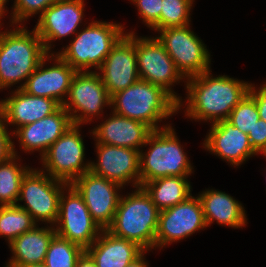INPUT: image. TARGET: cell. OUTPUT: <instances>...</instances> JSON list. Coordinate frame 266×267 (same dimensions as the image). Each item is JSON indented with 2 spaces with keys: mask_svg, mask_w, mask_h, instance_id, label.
<instances>
[{
  "mask_svg": "<svg viewBox=\"0 0 266 267\" xmlns=\"http://www.w3.org/2000/svg\"><path fill=\"white\" fill-rule=\"evenodd\" d=\"M84 8V0H59L39 15L33 29L41 38L48 54L55 45L53 42L75 35L79 31L84 17Z\"/></svg>",
  "mask_w": 266,
  "mask_h": 267,
  "instance_id": "cell-18",
  "label": "cell"
},
{
  "mask_svg": "<svg viewBox=\"0 0 266 267\" xmlns=\"http://www.w3.org/2000/svg\"><path fill=\"white\" fill-rule=\"evenodd\" d=\"M201 201L206 226L214 221L221 226L242 228L247 225L246 211L238 200L218 189H205L197 195Z\"/></svg>",
  "mask_w": 266,
  "mask_h": 267,
  "instance_id": "cell-24",
  "label": "cell"
},
{
  "mask_svg": "<svg viewBox=\"0 0 266 267\" xmlns=\"http://www.w3.org/2000/svg\"><path fill=\"white\" fill-rule=\"evenodd\" d=\"M146 252L148 253V251H144L137 259H135L134 261H132L129 265H127L126 267H149V263H147V261H145V254Z\"/></svg>",
  "mask_w": 266,
  "mask_h": 267,
  "instance_id": "cell-38",
  "label": "cell"
},
{
  "mask_svg": "<svg viewBox=\"0 0 266 267\" xmlns=\"http://www.w3.org/2000/svg\"><path fill=\"white\" fill-rule=\"evenodd\" d=\"M140 150V187L168 176H191L194 168L172 126L153 130Z\"/></svg>",
  "mask_w": 266,
  "mask_h": 267,
  "instance_id": "cell-6",
  "label": "cell"
},
{
  "mask_svg": "<svg viewBox=\"0 0 266 267\" xmlns=\"http://www.w3.org/2000/svg\"><path fill=\"white\" fill-rule=\"evenodd\" d=\"M19 156L14 155L8 161L0 163V206L16 205L21 183L29 166L19 163Z\"/></svg>",
  "mask_w": 266,
  "mask_h": 267,
  "instance_id": "cell-27",
  "label": "cell"
},
{
  "mask_svg": "<svg viewBox=\"0 0 266 267\" xmlns=\"http://www.w3.org/2000/svg\"><path fill=\"white\" fill-rule=\"evenodd\" d=\"M111 113L91 130L95 142L140 151L153 130L145 123Z\"/></svg>",
  "mask_w": 266,
  "mask_h": 267,
  "instance_id": "cell-22",
  "label": "cell"
},
{
  "mask_svg": "<svg viewBox=\"0 0 266 267\" xmlns=\"http://www.w3.org/2000/svg\"><path fill=\"white\" fill-rule=\"evenodd\" d=\"M144 251L137 243L117 237L107 229L86 250L97 267H126Z\"/></svg>",
  "mask_w": 266,
  "mask_h": 267,
  "instance_id": "cell-23",
  "label": "cell"
},
{
  "mask_svg": "<svg viewBox=\"0 0 266 267\" xmlns=\"http://www.w3.org/2000/svg\"><path fill=\"white\" fill-rule=\"evenodd\" d=\"M202 146L233 167L241 166L252 156L258 155L251 146L248 134L227 119L211 124Z\"/></svg>",
  "mask_w": 266,
  "mask_h": 267,
  "instance_id": "cell-19",
  "label": "cell"
},
{
  "mask_svg": "<svg viewBox=\"0 0 266 267\" xmlns=\"http://www.w3.org/2000/svg\"><path fill=\"white\" fill-rule=\"evenodd\" d=\"M264 83L259 88L251 83L248 94L255 100L260 119L266 121V82Z\"/></svg>",
  "mask_w": 266,
  "mask_h": 267,
  "instance_id": "cell-36",
  "label": "cell"
},
{
  "mask_svg": "<svg viewBox=\"0 0 266 267\" xmlns=\"http://www.w3.org/2000/svg\"><path fill=\"white\" fill-rule=\"evenodd\" d=\"M4 118L0 113V163L8 161L14 155L19 156L12 141V133L7 130Z\"/></svg>",
  "mask_w": 266,
  "mask_h": 267,
  "instance_id": "cell-34",
  "label": "cell"
},
{
  "mask_svg": "<svg viewBox=\"0 0 266 267\" xmlns=\"http://www.w3.org/2000/svg\"><path fill=\"white\" fill-rule=\"evenodd\" d=\"M72 185L82 195L92 219L103 229L113 222L123 187L91 171L77 178Z\"/></svg>",
  "mask_w": 266,
  "mask_h": 267,
  "instance_id": "cell-14",
  "label": "cell"
},
{
  "mask_svg": "<svg viewBox=\"0 0 266 267\" xmlns=\"http://www.w3.org/2000/svg\"><path fill=\"white\" fill-rule=\"evenodd\" d=\"M248 137L253 150L257 154H263L266 151V121L263 119L256 121Z\"/></svg>",
  "mask_w": 266,
  "mask_h": 267,
  "instance_id": "cell-35",
  "label": "cell"
},
{
  "mask_svg": "<svg viewBox=\"0 0 266 267\" xmlns=\"http://www.w3.org/2000/svg\"><path fill=\"white\" fill-rule=\"evenodd\" d=\"M193 2L194 0H162L160 18L150 29L158 32L161 29L191 25Z\"/></svg>",
  "mask_w": 266,
  "mask_h": 267,
  "instance_id": "cell-29",
  "label": "cell"
},
{
  "mask_svg": "<svg viewBox=\"0 0 266 267\" xmlns=\"http://www.w3.org/2000/svg\"><path fill=\"white\" fill-rule=\"evenodd\" d=\"M76 267H97L91 256L85 251L77 260Z\"/></svg>",
  "mask_w": 266,
  "mask_h": 267,
  "instance_id": "cell-37",
  "label": "cell"
},
{
  "mask_svg": "<svg viewBox=\"0 0 266 267\" xmlns=\"http://www.w3.org/2000/svg\"><path fill=\"white\" fill-rule=\"evenodd\" d=\"M55 234V227L51 225H36L32 230L21 234L8 244L12 256L4 267L44 263L49 243Z\"/></svg>",
  "mask_w": 266,
  "mask_h": 267,
  "instance_id": "cell-25",
  "label": "cell"
},
{
  "mask_svg": "<svg viewBox=\"0 0 266 267\" xmlns=\"http://www.w3.org/2000/svg\"><path fill=\"white\" fill-rule=\"evenodd\" d=\"M79 125L71 126L40 158L41 170L52 178L72 184L90 171V162L85 160V145Z\"/></svg>",
  "mask_w": 266,
  "mask_h": 267,
  "instance_id": "cell-8",
  "label": "cell"
},
{
  "mask_svg": "<svg viewBox=\"0 0 266 267\" xmlns=\"http://www.w3.org/2000/svg\"><path fill=\"white\" fill-rule=\"evenodd\" d=\"M54 227L58 236L80 246L85 251L102 231L92 219L82 195L72 184H68L61 193L59 215Z\"/></svg>",
  "mask_w": 266,
  "mask_h": 267,
  "instance_id": "cell-9",
  "label": "cell"
},
{
  "mask_svg": "<svg viewBox=\"0 0 266 267\" xmlns=\"http://www.w3.org/2000/svg\"><path fill=\"white\" fill-rule=\"evenodd\" d=\"M13 28L0 31V90L18 83L20 86L16 87L22 89L27 78L48 54L34 29L30 32L24 25Z\"/></svg>",
  "mask_w": 266,
  "mask_h": 267,
  "instance_id": "cell-2",
  "label": "cell"
},
{
  "mask_svg": "<svg viewBox=\"0 0 266 267\" xmlns=\"http://www.w3.org/2000/svg\"><path fill=\"white\" fill-rule=\"evenodd\" d=\"M20 267H46L44 263H38V264H29V265H23Z\"/></svg>",
  "mask_w": 266,
  "mask_h": 267,
  "instance_id": "cell-40",
  "label": "cell"
},
{
  "mask_svg": "<svg viewBox=\"0 0 266 267\" xmlns=\"http://www.w3.org/2000/svg\"><path fill=\"white\" fill-rule=\"evenodd\" d=\"M73 125L70 114L60 106L51 115L13 130L12 135L18 139L22 151L30 154L38 151L41 158L47 149Z\"/></svg>",
  "mask_w": 266,
  "mask_h": 267,
  "instance_id": "cell-20",
  "label": "cell"
},
{
  "mask_svg": "<svg viewBox=\"0 0 266 267\" xmlns=\"http://www.w3.org/2000/svg\"><path fill=\"white\" fill-rule=\"evenodd\" d=\"M85 252L80 246L55 234L45 256L46 267H76L77 260Z\"/></svg>",
  "mask_w": 266,
  "mask_h": 267,
  "instance_id": "cell-30",
  "label": "cell"
},
{
  "mask_svg": "<svg viewBox=\"0 0 266 267\" xmlns=\"http://www.w3.org/2000/svg\"><path fill=\"white\" fill-rule=\"evenodd\" d=\"M136 59L140 80L161 87L177 103L185 100L178 96L172 87L186 80L177 70L173 59L157 36L138 37L136 35Z\"/></svg>",
  "mask_w": 266,
  "mask_h": 267,
  "instance_id": "cell-12",
  "label": "cell"
},
{
  "mask_svg": "<svg viewBox=\"0 0 266 267\" xmlns=\"http://www.w3.org/2000/svg\"><path fill=\"white\" fill-rule=\"evenodd\" d=\"M207 228L201 201L198 196H189L179 204L159 212L155 250L173 242H179L196 231Z\"/></svg>",
  "mask_w": 266,
  "mask_h": 267,
  "instance_id": "cell-13",
  "label": "cell"
},
{
  "mask_svg": "<svg viewBox=\"0 0 266 267\" xmlns=\"http://www.w3.org/2000/svg\"><path fill=\"white\" fill-rule=\"evenodd\" d=\"M36 225L25 209L17 205L0 206V236L5 237L8 244Z\"/></svg>",
  "mask_w": 266,
  "mask_h": 267,
  "instance_id": "cell-28",
  "label": "cell"
},
{
  "mask_svg": "<svg viewBox=\"0 0 266 267\" xmlns=\"http://www.w3.org/2000/svg\"><path fill=\"white\" fill-rule=\"evenodd\" d=\"M46 61L49 63L53 61V63L47 67ZM76 73L77 71L57 53L51 52L41 60L36 70L27 78L22 90L34 96L51 98L62 106Z\"/></svg>",
  "mask_w": 266,
  "mask_h": 267,
  "instance_id": "cell-17",
  "label": "cell"
},
{
  "mask_svg": "<svg viewBox=\"0 0 266 267\" xmlns=\"http://www.w3.org/2000/svg\"><path fill=\"white\" fill-rule=\"evenodd\" d=\"M137 7L138 15L148 28L160 18L162 0H130Z\"/></svg>",
  "mask_w": 266,
  "mask_h": 267,
  "instance_id": "cell-33",
  "label": "cell"
},
{
  "mask_svg": "<svg viewBox=\"0 0 266 267\" xmlns=\"http://www.w3.org/2000/svg\"><path fill=\"white\" fill-rule=\"evenodd\" d=\"M10 95L0 100V113L5 124L15 126V130L51 115L60 107L51 98L27 94L18 88L12 90Z\"/></svg>",
  "mask_w": 266,
  "mask_h": 267,
  "instance_id": "cell-21",
  "label": "cell"
},
{
  "mask_svg": "<svg viewBox=\"0 0 266 267\" xmlns=\"http://www.w3.org/2000/svg\"><path fill=\"white\" fill-rule=\"evenodd\" d=\"M62 106L74 125L90 123L94 117L100 119L104 107H111V96L98 71L77 72Z\"/></svg>",
  "mask_w": 266,
  "mask_h": 267,
  "instance_id": "cell-10",
  "label": "cell"
},
{
  "mask_svg": "<svg viewBox=\"0 0 266 267\" xmlns=\"http://www.w3.org/2000/svg\"><path fill=\"white\" fill-rule=\"evenodd\" d=\"M121 195L112 224L107 228L117 237L133 241L145 251L155 249L160 210L143 187Z\"/></svg>",
  "mask_w": 266,
  "mask_h": 267,
  "instance_id": "cell-4",
  "label": "cell"
},
{
  "mask_svg": "<svg viewBox=\"0 0 266 267\" xmlns=\"http://www.w3.org/2000/svg\"><path fill=\"white\" fill-rule=\"evenodd\" d=\"M211 72L210 69L186 79V101L177 103V111L185 102L187 118L212 124L228 119L233 108L248 94L250 83L227 75L215 77Z\"/></svg>",
  "mask_w": 266,
  "mask_h": 267,
  "instance_id": "cell-1",
  "label": "cell"
},
{
  "mask_svg": "<svg viewBox=\"0 0 266 267\" xmlns=\"http://www.w3.org/2000/svg\"><path fill=\"white\" fill-rule=\"evenodd\" d=\"M110 96L124 90L140 79L136 59V33L126 34L111 49L98 69Z\"/></svg>",
  "mask_w": 266,
  "mask_h": 267,
  "instance_id": "cell-15",
  "label": "cell"
},
{
  "mask_svg": "<svg viewBox=\"0 0 266 267\" xmlns=\"http://www.w3.org/2000/svg\"><path fill=\"white\" fill-rule=\"evenodd\" d=\"M189 176H168L146 182L142 187L161 211L185 201L191 193Z\"/></svg>",
  "mask_w": 266,
  "mask_h": 267,
  "instance_id": "cell-26",
  "label": "cell"
},
{
  "mask_svg": "<svg viewBox=\"0 0 266 267\" xmlns=\"http://www.w3.org/2000/svg\"><path fill=\"white\" fill-rule=\"evenodd\" d=\"M59 0H14L10 14V24L25 25V20L29 19L35 14H42L49 6L55 4Z\"/></svg>",
  "mask_w": 266,
  "mask_h": 267,
  "instance_id": "cell-32",
  "label": "cell"
},
{
  "mask_svg": "<svg viewBox=\"0 0 266 267\" xmlns=\"http://www.w3.org/2000/svg\"><path fill=\"white\" fill-rule=\"evenodd\" d=\"M190 27L186 25L161 29L158 31L160 35H157L185 79L200 75L211 68L207 46Z\"/></svg>",
  "mask_w": 266,
  "mask_h": 267,
  "instance_id": "cell-11",
  "label": "cell"
},
{
  "mask_svg": "<svg viewBox=\"0 0 266 267\" xmlns=\"http://www.w3.org/2000/svg\"><path fill=\"white\" fill-rule=\"evenodd\" d=\"M260 119L255 100L247 94L232 110L228 121L243 133L248 134Z\"/></svg>",
  "mask_w": 266,
  "mask_h": 267,
  "instance_id": "cell-31",
  "label": "cell"
},
{
  "mask_svg": "<svg viewBox=\"0 0 266 267\" xmlns=\"http://www.w3.org/2000/svg\"><path fill=\"white\" fill-rule=\"evenodd\" d=\"M7 2H9V0H0V24H2L1 20L2 18H4V15L7 13L8 14V10H7Z\"/></svg>",
  "mask_w": 266,
  "mask_h": 267,
  "instance_id": "cell-39",
  "label": "cell"
},
{
  "mask_svg": "<svg viewBox=\"0 0 266 267\" xmlns=\"http://www.w3.org/2000/svg\"><path fill=\"white\" fill-rule=\"evenodd\" d=\"M111 112L140 121L152 130H160L171 124H159L177 114V102L161 87L138 80L128 88L111 96Z\"/></svg>",
  "mask_w": 266,
  "mask_h": 267,
  "instance_id": "cell-3",
  "label": "cell"
},
{
  "mask_svg": "<svg viewBox=\"0 0 266 267\" xmlns=\"http://www.w3.org/2000/svg\"><path fill=\"white\" fill-rule=\"evenodd\" d=\"M124 25L106 21H91L73 36L69 45L56 52L77 72L98 70L111 49L126 34ZM93 67V68H92Z\"/></svg>",
  "mask_w": 266,
  "mask_h": 267,
  "instance_id": "cell-5",
  "label": "cell"
},
{
  "mask_svg": "<svg viewBox=\"0 0 266 267\" xmlns=\"http://www.w3.org/2000/svg\"><path fill=\"white\" fill-rule=\"evenodd\" d=\"M68 183L52 178L41 169L31 168L24 176L17 206L25 209L38 224L54 226L59 215V199ZM24 205L19 202H23Z\"/></svg>",
  "mask_w": 266,
  "mask_h": 267,
  "instance_id": "cell-7",
  "label": "cell"
},
{
  "mask_svg": "<svg viewBox=\"0 0 266 267\" xmlns=\"http://www.w3.org/2000/svg\"><path fill=\"white\" fill-rule=\"evenodd\" d=\"M96 162H90V171L123 186L140 187V151L96 143Z\"/></svg>",
  "mask_w": 266,
  "mask_h": 267,
  "instance_id": "cell-16",
  "label": "cell"
}]
</instances>
